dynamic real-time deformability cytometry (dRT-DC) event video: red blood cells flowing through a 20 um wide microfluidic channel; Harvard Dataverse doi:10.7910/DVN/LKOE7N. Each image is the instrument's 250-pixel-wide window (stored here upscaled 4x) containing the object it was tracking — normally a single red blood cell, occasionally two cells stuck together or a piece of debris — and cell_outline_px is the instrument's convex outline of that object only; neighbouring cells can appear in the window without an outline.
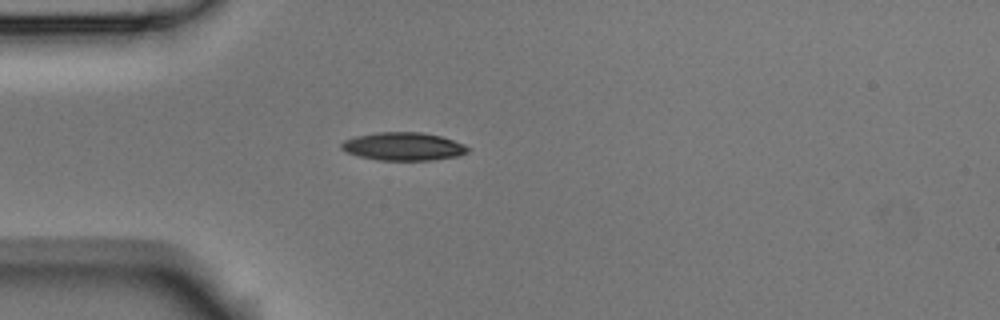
{"species": "Egyptian fruit bat (a non-hibernating species)", "species_latin": "Rousettus aegyptiacus", "temperature_condition": "room temperature", "stored_images_in_passage": 3, "camera_frame_rate_fps": 3000, "um_per_image_px": 0.085, "animal": {"sex": "male"}, "frame": {"image": 1, "passage_image": 2, "time_ms": 0.333, "image_size_px": [1000, 320], "cell_outline_px": [[468, 152], [460, 156], [432, 160], [380, 160], [360, 156], [348, 152], [340, 148], [340, 144], [344, 140], [356, 136], [376, 132], [420, 132], [440, 136], [464, 144], [468, 148]], "centroid_in_image_um": [34.29, 12.44], "position_along_channel_um": 50.7, "area_um2": 20.58}}